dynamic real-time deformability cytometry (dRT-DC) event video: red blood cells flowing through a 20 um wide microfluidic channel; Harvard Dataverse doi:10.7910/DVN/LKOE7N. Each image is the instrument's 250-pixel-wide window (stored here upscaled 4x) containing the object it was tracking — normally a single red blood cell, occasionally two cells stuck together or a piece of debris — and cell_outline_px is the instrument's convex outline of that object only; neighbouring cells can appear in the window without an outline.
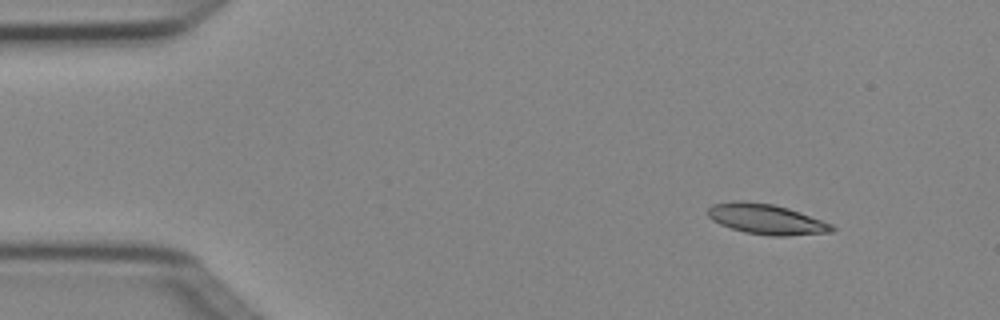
{"species": "Egyptian fruit bat (a non-hibernating species)", "species_latin": "Rousettus aegyptiacus", "temperature_condition": "cold", "stored_images_in_passage": 5, "camera_frame_rate_fps": 3000, "um_per_image_px": 0.085, "animal": {"sex": "female"}, "frame": {"image": 1, "passage_image": 2, "time_ms": 0.333, "image_size_px": [1000, 320], "cell_outline_px": [[836, 228], [832, 232], [788, 236], [768, 236], [744, 232], [720, 224], [712, 220], [708, 216], [708, 208], [712, 204], [740, 200], [772, 204], [788, 208], [800, 212], [832, 224]], "centroid_in_image_um": [65.14, 18.63], "position_along_channel_um": 19.9, "area_um2": 21.91}}
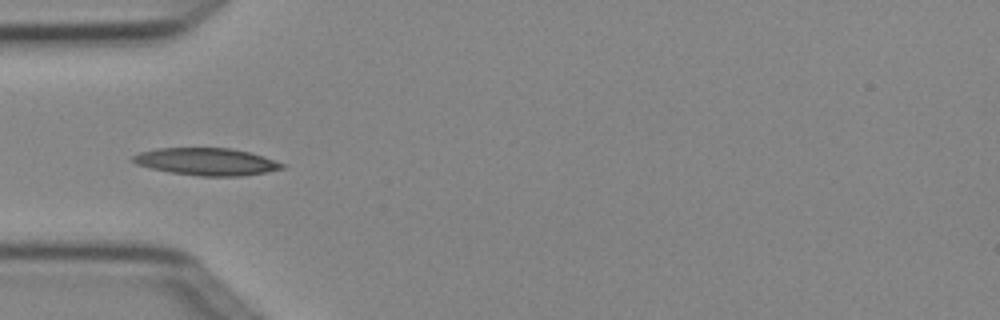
{"frame": {"image": 2, "passage_image": 5, "time_ms": 1.333, "image_size_px": [1000, 320], "cell_outline_px": [[284, 168], [264, 172], [240, 176], [200, 176], [172, 172], [152, 168], [136, 164], [132, 160], [132, 156], [140, 152], [156, 148], [232, 148], [264, 156], [284, 164]], "centroid_in_image_um": [17.54, 13.73], "position_along_channel_um": 67.5, "area_um2": 23.47}}